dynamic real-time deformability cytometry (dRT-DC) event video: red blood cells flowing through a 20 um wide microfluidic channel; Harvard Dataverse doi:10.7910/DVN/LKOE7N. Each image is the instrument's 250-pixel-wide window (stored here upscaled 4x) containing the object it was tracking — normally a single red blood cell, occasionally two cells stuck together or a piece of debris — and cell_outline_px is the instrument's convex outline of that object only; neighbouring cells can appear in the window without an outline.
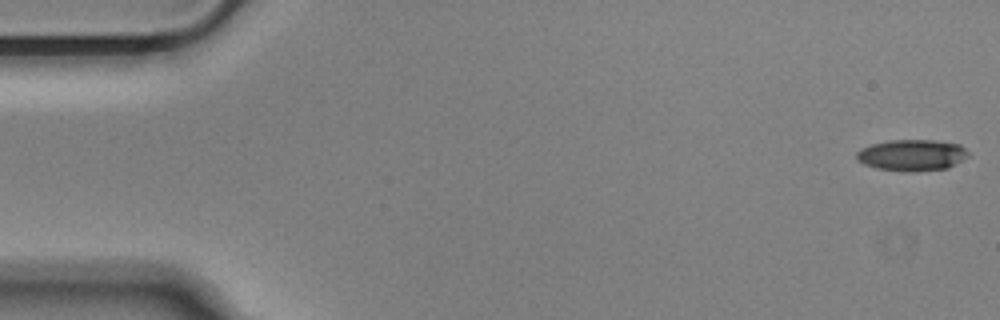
{"species": "Egyptian fruit bat (a non-hibernating species)", "species_latin": "Rousettus aegyptiacus", "temperature_condition": "cold", "stored_images_in_passage": 54, "camera_frame_rate_fps": 3000, "um_per_image_px": 0.085, "animal": {"sex": "male"}, "frame": {"image": 1, "passage_image": 1, "time_ms": 0.0, "image_size_px": [1000, 320], "cell_outline_px": [[968, 156], [948, 168], [912, 172], [904, 172], [876, 168], [864, 164], [856, 160], [856, 152], [860, 148], [872, 144], [888, 140], [936, 140], [960, 144], [968, 152]], "centroid_in_image_um": [77.48, 13.19], "position_along_channel_um": 7.5, "area_um2": 20.58}}
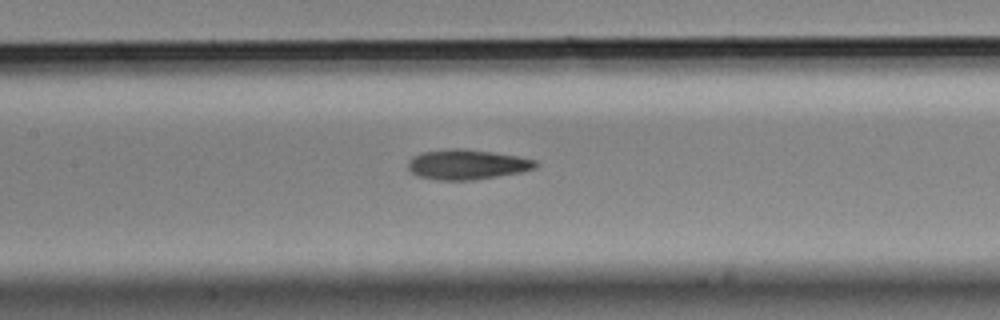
{"frame": {"image": 2, "passage_image": 25, "time_ms": 8.0, "image_size_px": [1000, 320], "cell_outline_px": [[540, 164], [536, 168], [520, 172], [472, 180], [440, 180], [420, 176], [412, 172], [408, 168], [408, 160], [412, 156], [420, 152], [448, 148], [464, 148], [492, 152], [516, 156], [536, 160]], "centroid_in_image_um": [39.68, 13.96], "position_along_channel_um": 167.7, "area_um2": 22.31}}
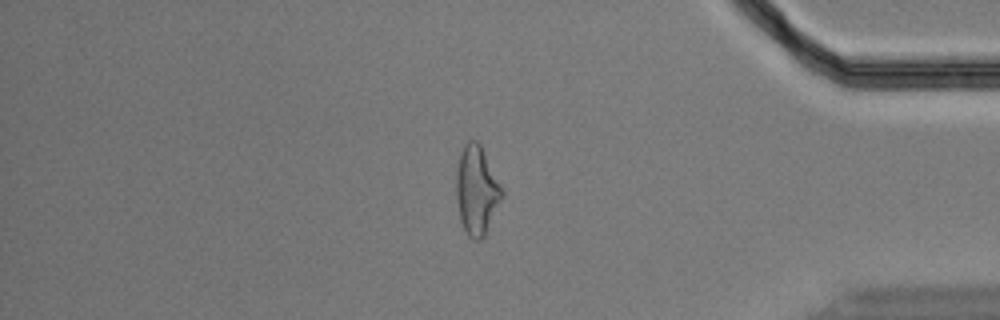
{"frame": {"image": 3, "passage_image": 46, "time_ms": 15.0, "image_size_px": [1000, 320], "cell_outline_px": [[504, 192], [484, 236], [480, 240], [472, 240], [468, 236], [460, 220], [456, 200], [456, 172], [460, 152], [464, 144], [468, 140], [476, 140], [480, 144]], "centroid_in_image_um": [40.48, 16.17], "position_along_channel_um": 394.7, "area_um2": 23.41}, "authors_computed_cell_mechanics": {"area_um2": 21.8773, "velocity_mm_per_s": 3.6685, "shape_relaxation_time_tau1_ms": 7.0445, "shape_relaxation_time_tau2_ms": 2.7096, "deformation_change_tau1": 0.2207, "deformation_change_tau2": 0.1238}}